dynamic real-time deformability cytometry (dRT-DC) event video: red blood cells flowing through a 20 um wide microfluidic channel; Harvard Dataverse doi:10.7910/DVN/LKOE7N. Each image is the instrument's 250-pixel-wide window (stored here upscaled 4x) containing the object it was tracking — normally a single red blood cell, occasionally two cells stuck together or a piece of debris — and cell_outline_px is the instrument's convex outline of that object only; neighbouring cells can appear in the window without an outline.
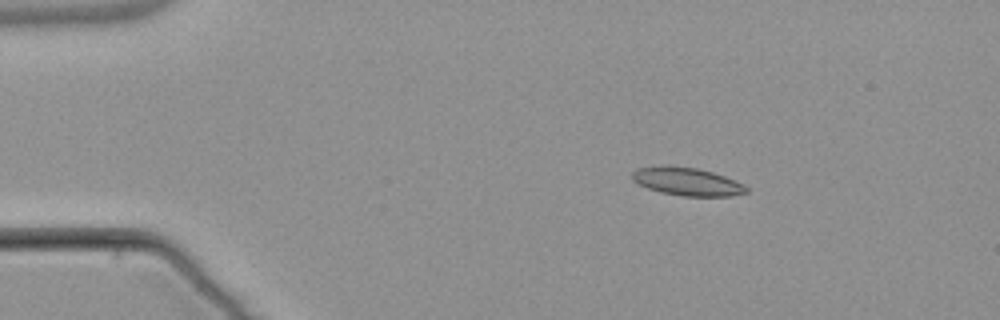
{"species": "common noctule bat (a hibernating species)", "species_latin": "Nyctalus noctula", "temperature_condition": "warm", "stored_images_in_passage": 4, "camera_frame_rate_fps": 3000, "um_per_image_px": 0.085, "animal": {"sex": "male", "body_mass_g": 21.5, "forearm_length_mm": 52.0}, "frame": {"image": 1, "passage_image": 2, "time_ms": 1.333, "image_size_px": [1000, 320], "cell_outline_px": [[748, 192], [732, 196], [684, 196], [660, 192], [648, 188], [632, 180], [632, 172], [636, 168], [668, 164], [696, 168], [712, 172], [736, 180], [744, 184], [748, 188]], "centroid_in_image_um": [58.4, 15.42], "position_along_channel_um": 26.6, "area_um2": 18.84}}